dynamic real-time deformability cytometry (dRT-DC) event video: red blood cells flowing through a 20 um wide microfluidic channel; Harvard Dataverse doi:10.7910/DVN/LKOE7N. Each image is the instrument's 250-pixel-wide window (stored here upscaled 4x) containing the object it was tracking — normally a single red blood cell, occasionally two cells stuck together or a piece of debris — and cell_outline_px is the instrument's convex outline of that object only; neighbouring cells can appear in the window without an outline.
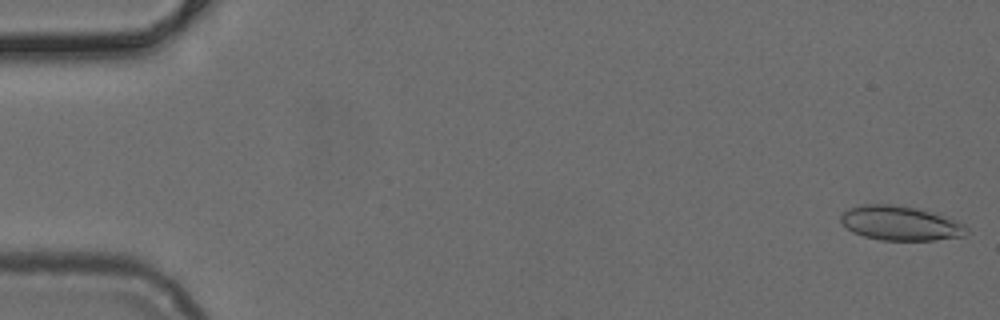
{"species": "common noctule bat (a hibernating species)", "species_latin": "Nyctalus noctula", "temperature_condition": "cold", "stored_images_in_passage": 5, "camera_frame_rate_fps": 3000, "um_per_image_px": 0.085, "animal": {"sex": "female", "body_mass_g": 24.6, "forearm_length_mm": 56.2}, "frame": {"image": 1, "passage_image": 1, "time_ms": 0.0, "image_size_px": [1000, 320], "cell_outline_px": [[972, 232], [964, 236], [932, 240], [880, 240], [864, 236], [852, 232], [840, 220], [840, 216], [844, 212], [852, 208], [864, 204], [888, 204], [916, 208], [956, 220], [964, 224]], "centroid_in_image_um": [76.57, 18.99], "position_along_channel_um": 8.4, "area_um2": 25.03}}